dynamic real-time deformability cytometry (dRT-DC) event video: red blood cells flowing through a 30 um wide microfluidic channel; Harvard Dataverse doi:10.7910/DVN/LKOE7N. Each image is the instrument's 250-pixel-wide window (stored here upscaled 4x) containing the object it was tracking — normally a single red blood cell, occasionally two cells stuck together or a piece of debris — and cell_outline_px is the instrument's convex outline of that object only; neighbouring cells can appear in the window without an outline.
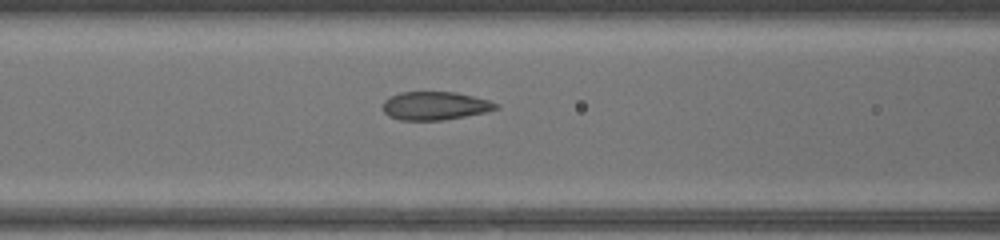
{"species": "common noctule bat (a hibernating species)", "species_latin": "Nyctalus noctula", "temperature_condition": "warm", "stored_images_in_passage": 14, "camera_frame_rate_fps": 3000, "um_per_image_px": 0.085, "animal": {"sex": "female", "body_mass_g": 17.0, "forearm_length_mm": 48.0}, "frame": {"image": 1, "passage_image": 10, "time_ms": 3.0, "image_size_px": [1000, 240], "cell_outline_px": [[500, 108], [484, 112], [464, 116], [440, 120], [400, 120], [388, 116], [384, 112], [384, 100], [400, 92], [456, 92], [488, 100], [500, 104]], "centroid_in_image_um": [36.98, 8.99], "position_along_channel_um": 129.6, "area_um2": 18.5}}